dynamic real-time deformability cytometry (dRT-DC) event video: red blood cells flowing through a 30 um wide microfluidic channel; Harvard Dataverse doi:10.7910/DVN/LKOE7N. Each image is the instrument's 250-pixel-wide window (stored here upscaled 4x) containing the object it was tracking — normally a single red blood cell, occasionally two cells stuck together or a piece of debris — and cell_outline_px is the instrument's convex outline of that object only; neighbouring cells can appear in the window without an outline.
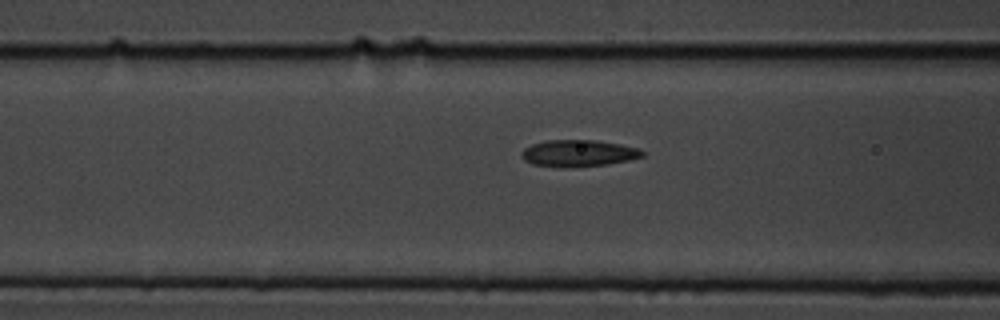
{"species": "common noctule bat (a hibernating species)", "species_latin": "Nyctalus noctula", "temperature_condition": "cold", "stored_images_in_passage": 13, "camera_frame_rate_fps": 3000, "um_per_image_px": 0.085, "animal": {"sex": "male", "body_mass_g": 19.5, "forearm_length_mm": 54.6}, "frame": {"image": 1, "passage_image": 11, "time_ms": 3.333, "image_size_px": [1000, 320], "cell_outline_px": [[644, 156], [628, 160], [608, 164], [560, 168], [532, 164], [524, 160], [520, 156], [520, 152], [524, 148], [532, 144], [548, 140], [596, 140], [620, 144], [636, 148], [644, 152]], "centroid_in_image_um": [49.11, 13.03], "position_along_channel_um": 117.5, "area_um2": 18.84}}